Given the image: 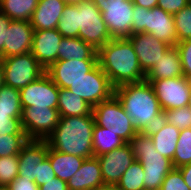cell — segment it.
Wrapping results in <instances>:
<instances>
[{"label":"cell","mask_w":191,"mask_h":190,"mask_svg":"<svg viewBox=\"0 0 191 190\" xmlns=\"http://www.w3.org/2000/svg\"><path fill=\"white\" fill-rule=\"evenodd\" d=\"M67 89L94 107L100 102L110 99L114 95L115 88L100 65L97 64L90 72L72 83Z\"/></svg>","instance_id":"obj_9"},{"label":"cell","mask_w":191,"mask_h":190,"mask_svg":"<svg viewBox=\"0 0 191 190\" xmlns=\"http://www.w3.org/2000/svg\"><path fill=\"white\" fill-rule=\"evenodd\" d=\"M126 142L122 140L111 128L94 125L92 148L94 156H100L122 147Z\"/></svg>","instance_id":"obj_27"},{"label":"cell","mask_w":191,"mask_h":190,"mask_svg":"<svg viewBox=\"0 0 191 190\" xmlns=\"http://www.w3.org/2000/svg\"><path fill=\"white\" fill-rule=\"evenodd\" d=\"M11 190H39L38 186L32 179L17 176L9 185Z\"/></svg>","instance_id":"obj_42"},{"label":"cell","mask_w":191,"mask_h":190,"mask_svg":"<svg viewBox=\"0 0 191 190\" xmlns=\"http://www.w3.org/2000/svg\"><path fill=\"white\" fill-rule=\"evenodd\" d=\"M191 163V128L180 130L177 148L172 164L174 168H180Z\"/></svg>","instance_id":"obj_32"},{"label":"cell","mask_w":191,"mask_h":190,"mask_svg":"<svg viewBox=\"0 0 191 190\" xmlns=\"http://www.w3.org/2000/svg\"><path fill=\"white\" fill-rule=\"evenodd\" d=\"M98 64L114 88L145 80L134 47L128 38H112L98 51Z\"/></svg>","instance_id":"obj_2"},{"label":"cell","mask_w":191,"mask_h":190,"mask_svg":"<svg viewBox=\"0 0 191 190\" xmlns=\"http://www.w3.org/2000/svg\"><path fill=\"white\" fill-rule=\"evenodd\" d=\"M162 120L179 130L191 128V109L186 107L165 110L162 112Z\"/></svg>","instance_id":"obj_34"},{"label":"cell","mask_w":191,"mask_h":190,"mask_svg":"<svg viewBox=\"0 0 191 190\" xmlns=\"http://www.w3.org/2000/svg\"><path fill=\"white\" fill-rule=\"evenodd\" d=\"M132 16V34L146 33L170 46L177 44L173 14L162 8L147 9L134 5Z\"/></svg>","instance_id":"obj_5"},{"label":"cell","mask_w":191,"mask_h":190,"mask_svg":"<svg viewBox=\"0 0 191 190\" xmlns=\"http://www.w3.org/2000/svg\"><path fill=\"white\" fill-rule=\"evenodd\" d=\"M178 49L184 77L191 80V39L181 41L175 45Z\"/></svg>","instance_id":"obj_39"},{"label":"cell","mask_w":191,"mask_h":190,"mask_svg":"<svg viewBox=\"0 0 191 190\" xmlns=\"http://www.w3.org/2000/svg\"><path fill=\"white\" fill-rule=\"evenodd\" d=\"M37 166L38 171L37 176L35 178V183L38 187L43 184H46V182L56 177L48 157H46L45 160L39 163Z\"/></svg>","instance_id":"obj_40"},{"label":"cell","mask_w":191,"mask_h":190,"mask_svg":"<svg viewBox=\"0 0 191 190\" xmlns=\"http://www.w3.org/2000/svg\"><path fill=\"white\" fill-rule=\"evenodd\" d=\"M34 28L30 21L11 20L6 31L3 58L31 52Z\"/></svg>","instance_id":"obj_17"},{"label":"cell","mask_w":191,"mask_h":190,"mask_svg":"<svg viewBox=\"0 0 191 190\" xmlns=\"http://www.w3.org/2000/svg\"><path fill=\"white\" fill-rule=\"evenodd\" d=\"M189 3L190 2L188 0H158L157 7L174 15Z\"/></svg>","instance_id":"obj_41"},{"label":"cell","mask_w":191,"mask_h":190,"mask_svg":"<svg viewBox=\"0 0 191 190\" xmlns=\"http://www.w3.org/2000/svg\"><path fill=\"white\" fill-rule=\"evenodd\" d=\"M22 109L30 106L57 108L59 87L44 73L20 89Z\"/></svg>","instance_id":"obj_12"},{"label":"cell","mask_w":191,"mask_h":190,"mask_svg":"<svg viewBox=\"0 0 191 190\" xmlns=\"http://www.w3.org/2000/svg\"><path fill=\"white\" fill-rule=\"evenodd\" d=\"M151 137L156 151L170 160H173L180 130L162 119L147 132Z\"/></svg>","instance_id":"obj_22"},{"label":"cell","mask_w":191,"mask_h":190,"mask_svg":"<svg viewBox=\"0 0 191 190\" xmlns=\"http://www.w3.org/2000/svg\"><path fill=\"white\" fill-rule=\"evenodd\" d=\"M188 107L191 109V81L189 82V103Z\"/></svg>","instance_id":"obj_50"},{"label":"cell","mask_w":191,"mask_h":190,"mask_svg":"<svg viewBox=\"0 0 191 190\" xmlns=\"http://www.w3.org/2000/svg\"><path fill=\"white\" fill-rule=\"evenodd\" d=\"M160 190H190L178 168H173L164 178Z\"/></svg>","instance_id":"obj_38"},{"label":"cell","mask_w":191,"mask_h":190,"mask_svg":"<svg viewBox=\"0 0 191 190\" xmlns=\"http://www.w3.org/2000/svg\"><path fill=\"white\" fill-rule=\"evenodd\" d=\"M100 9L103 5L124 4V0H92Z\"/></svg>","instance_id":"obj_47"},{"label":"cell","mask_w":191,"mask_h":190,"mask_svg":"<svg viewBox=\"0 0 191 190\" xmlns=\"http://www.w3.org/2000/svg\"><path fill=\"white\" fill-rule=\"evenodd\" d=\"M98 60L97 50L82 39L63 37L58 48L60 60Z\"/></svg>","instance_id":"obj_24"},{"label":"cell","mask_w":191,"mask_h":190,"mask_svg":"<svg viewBox=\"0 0 191 190\" xmlns=\"http://www.w3.org/2000/svg\"><path fill=\"white\" fill-rule=\"evenodd\" d=\"M39 0H0V10L11 20L30 21Z\"/></svg>","instance_id":"obj_28"},{"label":"cell","mask_w":191,"mask_h":190,"mask_svg":"<svg viewBox=\"0 0 191 190\" xmlns=\"http://www.w3.org/2000/svg\"><path fill=\"white\" fill-rule=\"evenodd\" d=\"M67 4H77L81 2L82 0H64Z\"/></svg>","instance_id":"obj_51"},{"label":"cell","mask_w":191,"mask_h":190,"mask_svg":"<svg viewBox=\"0 0 191 190\" xmlns=\"http://www.w3.org/2000/svg\"><path fill=\"white\" fill-rule=\"evenodd\" d=\"M28 140L26 135H0V157L18 155Z\"/></svg>","instance_id":"obj_36"},{"label":"cell","mask_w":191,"mask_h":190,"mask_svg":"<svg viewBox=\"0 0 191 190\" xmlns=\"http://www.w3.org/2000/svg\"><path fill=\"white\" fill-rule=\"evenodd\" d=\"M78 6L79 38L97 51L112 39L101 11L92 0H82Z\"/></svg>","instance_id":"obj_7"},{"label":"cell","mask_w":191,"mask_h":190,"mask_svg":"<svg viewBox=\"0 0 191 190\" xmlns=\"http://www.w3.org/2000/svg\"><path fill=\"white\" fill-rule=\"evenodd\" d=\"M2 60H3V57H2L1 52H0V62H2Z\"/></svg>","instance_id":"obj_53"},{"label":"cell","mask_w":191,"mask_h":190,"mask_svg":"<svg viewBox=\"0 0 191 190\" xmlns=\"http://www.w3.org/2000/svg\"><path fill=\"white\" fill-rule=\"evenodd\" d=\"M49 152L48 143L45 140H28L21 148L19 157L18 176L32 179L35 182L38 164L45 160Z\"/></svg>","instance_id":"obj_19"},{"label":"cell","mask_w":191,"mask_h":190,"mask_svg":"<svg viewBox=\"0 0 191 190\" xmlns=\"http://www.w3.org/2000/svg\"><path fill=\"white\" fill-rule=\"evenodd\" d=\"M62 38L56 28L34 30L31 53L45 70L58 61V48Z\"/></svg>","instance_id":"obj_18"},{"label":"cell","mask_w":191,"mask_h":190,"mask_svg":"<svg viewBox=\"0 0 191 190\" xmlns=\"http://www.w3.org/2000/svg\"><path fill=\"white\" fill-rule=\"evenodd\" d=\"M114 95L138 133L150 131L162 119L163 110L150 82L143 80L118 86Z\"/></svg>","instance_id":"obj_1"},{"label":"cell","mask_w":191,"mask_h":190,"mask_svg":"<svg viewBox=\"0 0 191 190\" xmlns=\"http://www.w3.org/2000/svg\"><path fill=\"white\" fill-rule=\"evenodd\" d=\"M129 144L135 160L144 168V190H160L165 176L174 168L172 160L156 151L147 132L137 133Z\"/></svg>","instance_id":"obj_4"},{"label":"cell","mask_w":191,"mask_h":190,"mask_svg":"<svg viewBox=\"0 0 191 190\" xmlns=\"http://www.w3.org/2000/svg\"><path fill=\"white\" fill-rule=\"evenodd\" d=\"M57 109L60 117H71L90 115L93 107L67 88H59Z\"/></svg>","instance_id":"obj_26"},{"label":"cell","mask_w":191,"mask_h":190,"mask_svg":"<svg viewBox=\"0 0 191 190\" xmlns=\"http://www.w3.org/2000/svg\"><path fill=\"white\" fill-rule=\"evenodd\" d=\"M104 184L116 185L123 173L136 161L129 143L97 156Z\"/></svg>","instance_id":"obj_13"},{"label":"cell","mask_w":191,"mask_h":190,"mask_svg":"<svg viewBox=\"0 0 191 190\" xmlns=\"http://www.w3.org/2000/svg\"><path fill=\"white\" fill-rule=\"evenodd\" d=\"M19 157L18 155L0 157V185L9 186L18 176Z\"/></svg>","instance_id":"obj_35"},{"label":"cell","mask_w":191,"mask_h":190,"mask_svg":"<svg viewBox=\"0 0 191 190\" xmlns=\"http://www.w3.org/2000/svg\"><path fill=\"white\" fill-rule=\"evenodd\" d=\"M59 120L57 108L30 106L22 109L21 124L29 140H46Z\"/></svg>","instance_id":"obj_10"},{"label":"cell","mask_w":191,"mask_h":190,"mask_svg":"<svg viewBox=\"0 0 191 190\" xmlns=\"http://www.w3.org/2000/svg\"><path fill=\"white\" fill-rule=\"evenodd\" d=\"M133 4L139 7L152 9L157 7L158 0H132Z\"/></svg>","instance_id":"obj_46"},{"label":"cell","mask_w":191,"mask_h":190,"mask_svg":"<svg viewBox=\"0 0 191 190\" xmlns=\"http://www.w3.org/2000/svg\"><path fill=\"white\" fill-rule=\"evenodd\" d=\"M66 4L64 0H39L30 20L31 26L34 30L57 28Z\"/></svg>","instance_id":"obj_21"},{"label":"cell","mask_w":191,"mask_h":190,"mask_svg":"<svg viewBox=\"0 0 191 190\" xmlns=\"http://www.w3.org/2000/svg\"><path fill=\"white\" fill-rule=\"evenodd\" d=\"M178 169L181 171L186 185L191 190V163L186 164Z\"/></svg>","instance_id":"obj_45"},{"label":"cell","mask_w":191,"mask_h":190,"mask_svg":"<svg viewBox=\"0 0 191 190\" xmlns=\"http://www.w3.org/2000/svg\"><path fill=\"white\" fill-rule=\"evenodd\" d=\"M2 64L4 84L19 90L46 71L31 52L3 58Z\"/></svg>","instance_id":"obj_8"},{"label":"cell","mask_w":191,"mask_h":190,"mask_svg":"<svg viewBox=\"0 0 191 190\" xmlns=\"http://www.w3.org/2000/svg\"><path fill=\"white\" fill-rule=\"evenodd\" d=\"M57 31L66 38H79L78 6L66 4L57 25Z\"/></svg>","instance_id":"obj_30"},{"label":"cell","mask_w":191,"mask_h":190,"mask_svg":"<svg viewBox=\"0 0 191 190\" xmlns=\"http://www.w3.org/2000/svg\"><path fill=\"white\" fill-rule=\"evenodd\" d=\"M39 190H68L67 182L59 179L58 177L53 178L38 187Z\"/></svg>","instance_id":"obj_43"},{"label":"cell","mask_w":191,"mask_h":190,"mask_svg":"<svg viewBox=\"0 0 191 190\" xmlns=\"http://www.w3.org/2000/svg\"><path fill=\"white\" fill-rule=\"evenodd\" d=\"M133 9L132 0H124V4L103 5L99 9L112 38H128L132 35Z\"/></svg>","instance_id":"obj_14"},{"label":"cell","mask_w":191,"mask_h":190,"mask_svg":"<svg viewBox=\"0 0 191 190\" xmlns=\"http://www.w3.org/2000/svg\"><path fill=\"white\" fill-rule=\"evenodd\" d=\"M11 23V19L0 10V52L3 50L5 43L6 31Z\"/></svg>","instance_id":"obj_44"},{"label":"cell","mask_w":191,"mask_h":190,"mask_svg":"<svg viewBox=\"0 0 191 190\" xmlns=\"http://www.w3.org/2000/svg\"><path fill=\"white\" fill-rule=\"evenodd\" d=\"M0 190H11L9 186L0 185Z\"/></svg>","instance_id":"obj_52"},{"label":"cell","mask_w":191,"mask_h":190,"mask_svg":"<svg viewBox=\"0 0 191 190\" xmlns=\"http://www.w3.org/2000/svg\"><path fill=\"white\" fill-rule=\"evenodd\" d=\"M177 43L191 39V2L173 15Z\"/></svg>","instance_id":"obj_33"},{"label":"cell","mask_w":191,"mask_h":190,"mask_svg":"<svg viewBox=\"0 0 191 190\" xmlns=\"http://www.w3.org/2000/svg\"><path fill=\"white\" fill-rule=\"evenodd\" d=\"M95 125L111 128L126 143L138 133L133 121L127 116L121 102L113 95L93 107Z\"/></svg>","instance_id":"obj_6"},{"label":"cell","mask_w":191,"mask_h":190,"mask_svg":"<svg viewBox=\"0 0 191 190\" xmlns=\"http://www.w3.org/2000/svg\"><path fill=\"white\" fill-rule=\"evenodd\" d=\"M92 190H120V189L116 185L102 184L100 186H96Z\"/></svg>","instance_id":"obj_48"},{"label":"cell","mask_w":191,"mask_h":190,"mask_svg":"<svg viewBox=\"0 0 191 190\" xmlns=\"http://www.w3.org/2000/svg\"><path fill=\"white\" fill-rule=\"evenodd\" d=\"M49 158L55 176L67 182L81 167L86 158L58 152L49 147Z\"/></svg>","instance_id":"obj_25"},{"label":"cell","mask_w":191,"mask_h":190,"mask_svg":"<svg viewBox=\"0 0 191 190\" xmlns=\"http://www.w3.org/2000/svg\"><path fill=\"white\" fill-rule=\"evenodd\" d=\"M4 84L3 64L0 62V87Z\"/></svg>","instance_id":"obj_49"},{"label":"cell","mask_w":191,"mask_h":190,"mask_svg":"<svg viewBox=\"0 0 191 190\" xmlns=\"http://www.w3.org/2000/svg\"><path fill=\"white\" fill-rule=\"evenodd\" d=\"M94 125L92 113L85 116L60 117L55 130L45 141L50 148L58 152L90 158L94 156Z\"/></svg>","instance_id":"obj_3"},{"label":"cell","mask_w":191,"mask_h":190,"mask_svg":"<svg viewBox=\"0 0 191 190\" xmlns=\"http://www.w3.org/2000/svg\"><path fill=\"white\" fill-rule=\"evenodd\" d=\"M97 64L98 60H60L51 64L45 73L59 88H68Z\"/></svg>","instance_id":"obj_15"},{"label":"cell","mask_w":191,"mask_h":190,"mask_svg":"<svg viewBox=\"0 0 191 190\" xmlns=\"http://www.w3.org/2000/svg\"><path fill=\"white\" fill-rule=\"evenodd\" d=\"M104 184L97 157L86 158L79 170L67 181L68 190H92Z\"/></svg>","instance_id":"obj_20"},{"label":"cell","mask_w":191,"mask_h":190,"mask_svg":"<svg viewBox=\"0 0 191 190\" xmlns=\"http://www.w3.org/2000/svg\"><path fill=\"white\" fill-rule=\"evenodd\" d=\"M184 76L180 55L176 46H171L159 59L152 69L146 74L145 80L169 79Z\"/></svg>","instance_id":"obj_23"},{"label":"cell","mask_w":191,"mask_h":190,"mask_svg":"<svg viewBox=\"0 0 191 190\" xmlns=\"http://www.w3.org/2000/svg\"><path fill=\"white\" fill-rule=\"evenodd\" d=\"M128 39L131 41L142 71L147 74L159 59L171 47L167 43L146 33L132 34Z\"/></svg>","instance_id":"obj_16"},{"label":"cell","mask_w":191,"mask_h":190,"mask_svg":"<svg viewBox=\"0 0 191 190\" xmlns=\"http://www.w3.org/2000/svg\"><path fill=\"white\" fill-rule=\"evenodd\" d=\"M189 80L184 77L154 80L152 85L163 111L188 106Z\"/></svg>","instance_id":"obj_11"},{"label":"cell","mask_w":191,"mask_h":190,"mask_svg":"<svg viewBox=\"0 0 191 190\" xmlns=\"http://www.w3.org/2000/svg\"><path fill=\"white\" fill-rule=\"evenodd\" d=\"M144 168L135 161L121 176L116 186L120 190H144Z\"/></svg>","instance_id":"obj_31"},{"label":"cell","mask_w":191,"mask_h":190,"mask_svg":"<svg viewBox=\"0 0 191 190\" xmlns=\"http://www.w3.org/2000/svg\"><path fill=\"white\" fill-rule=\"evenodd\" d=\"M0 135H26L22 128L21 118L0 114Z\"/></svg>","instance_id":"obj_37"},{"label":"cell","mask_w":191,"mask_h":190,"mask_svg":"<svg viewBox=\"0 0 191 190\" xmlns=\"http://www.w3.org/2000/svg\"><path fill=\"white\" fill-rule=\"evenodd\" d=\"M0 114L21 118L22 106L19 89L5 84L0 87Z\"/></svg>","instance_id":"obj_29"}]
</instances>
